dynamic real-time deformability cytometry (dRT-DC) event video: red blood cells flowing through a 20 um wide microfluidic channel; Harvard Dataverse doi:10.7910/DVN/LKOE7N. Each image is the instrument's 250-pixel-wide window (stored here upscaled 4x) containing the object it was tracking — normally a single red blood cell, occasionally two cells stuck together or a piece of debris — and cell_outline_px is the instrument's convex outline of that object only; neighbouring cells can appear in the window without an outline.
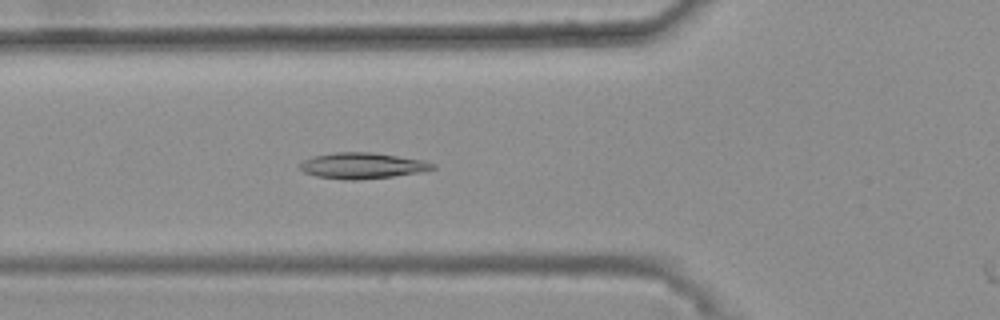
{"species": "common noctule bat (a hibernating species)", "species_latin": "Nyctalus noctula", "temperature_condition": "warm", "stored_images_in_passage": 11, "camera_frame_rate_fps": 3000, "um_per_image_px": 0.085, "animal": {"sex": "female", "body_mass_g": 25.1}, "frame": {"image": 1, "passage_image": 10, "time_ms": 3.0, "image_size_px": [1000, 320], "cell_outline_px": [[436, 168], [420, 172], [392, 176], [356, 180], [344, 180], [316, 176], [304, 172], [300, 168], [300, 164], [304, 160], [316, 156], [336, 152], [372, 152], [424, 160], [436, 164]], "centroid_in_image_um": [30.82, 14.08], "position_along_channel_um": 95.0, "area_um2": 19.94}}